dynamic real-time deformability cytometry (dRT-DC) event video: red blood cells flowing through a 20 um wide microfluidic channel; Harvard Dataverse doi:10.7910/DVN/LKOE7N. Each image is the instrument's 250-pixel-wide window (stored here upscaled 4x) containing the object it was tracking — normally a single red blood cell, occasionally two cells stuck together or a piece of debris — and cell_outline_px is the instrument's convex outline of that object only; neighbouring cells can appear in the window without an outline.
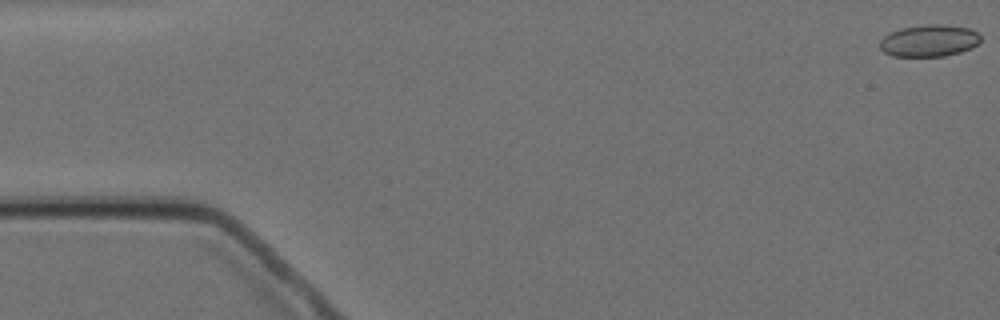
{"species": "Egyptian fruit bat (a non-hibernating species)", "species_latin": "Rousettus aegyptiacus", "temperature_condition": "cold", "stored_images_in_passage": 3, "camera_frame_rate_fps": 3000, "um_per_image_px": 0.085, "animal": {"sex": "female"}, "frame": {"image": 1, "passage_image": 1, "time_ms": 0.0, "image_size_px": [1000, 320], "cell_outline_px": [[980, 40], [972, 48], [960, 52], [944, 56], [892, 56], [884, 52], [880, 48], [880, 40], [888, 32], [900, 28], [924, 24], [944, 24], [968, 28], [980, 32]], "centroid_in_image_um": [78.97, 3.44], "position_along_channel_um": 6.0, "area_um2": 18.96}}